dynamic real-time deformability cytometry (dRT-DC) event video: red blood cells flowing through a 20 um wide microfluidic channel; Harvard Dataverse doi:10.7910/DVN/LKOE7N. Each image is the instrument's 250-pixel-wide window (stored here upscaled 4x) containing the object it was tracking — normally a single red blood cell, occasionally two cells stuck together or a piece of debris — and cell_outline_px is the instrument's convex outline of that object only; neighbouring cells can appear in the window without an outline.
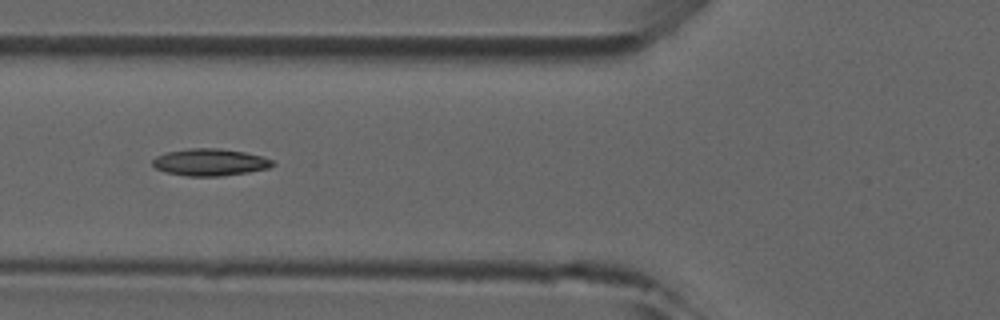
{"species": "common noctule bat (a hibernating species)", "species_latin": "Nyctalus noctula", "temperature_condition": "room temperature", "stored_images_in_passage": 32, "camera_frame_rate_fps": 3000, "um_per_image_px": 0.085, "animal": {"sex": "male", "forearm_length_mm": 52.5}, "frame": {"image": 1, "passage_image": 5, "time_ms": 1.333, "image_size_px": [1000, 320], "cell_outline_px": [[276, 164], [268, 168], [248, 172], [224, 176], [188, 176], [164, 172], [156, 168], [152, 164], [152, 160], [156, 156], [164, 152], [188, 148], [220, 148], [244, 152], [264, 156], [272, 160]], "centroid_in_image_um": [17.84, 13.78], "position_along_channel_um": 108.0, "area_um2": 19.13}}